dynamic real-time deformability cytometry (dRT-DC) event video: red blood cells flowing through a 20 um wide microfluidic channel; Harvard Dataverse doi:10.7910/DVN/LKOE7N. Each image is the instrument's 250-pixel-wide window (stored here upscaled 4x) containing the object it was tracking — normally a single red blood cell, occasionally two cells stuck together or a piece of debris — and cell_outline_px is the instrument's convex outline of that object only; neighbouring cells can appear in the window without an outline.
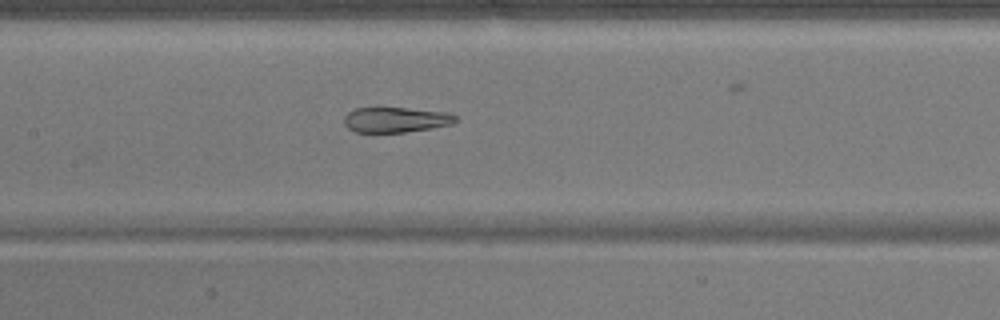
{"species": "common noctule bat (a hibernating species)", "species_latin": "Nyctalus noctula", "temperature_condition": "warm", "stored_images_in_passage": 30, "camera_frame_rate_fps": 3000, "um_per_image_px": 0.085, "animal": {"sex": "male", "body_mass_g": 17.9}, "frame": {"image": 1, "passage_image": 13, "time_ms": 4.0, "image_size_px": [1000, 320], "cell_outline_px": [[460, 120], [452, 124], [432, 128], [404, 132], [356, 132], [348, 128], [344, 124], [344, 116], [348, 112], [356, 108], [408, 108], [448, 112], [456, 116]], "centroid_in_image_um": [33.67, 10.18], "position_along_channel_um": 173.7, "area_um2": 16.47}}
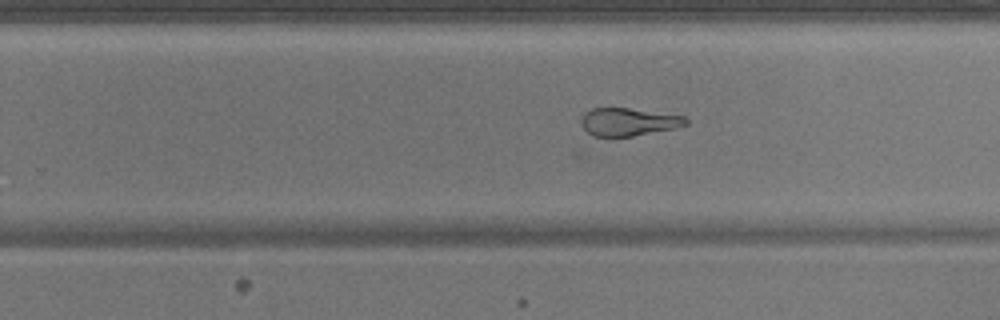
{"frame": {"image": 2, "passage_image": 21, "time_ms": 6.667, "image_size_px": [1000, 320], "cell_outline_px": [[688, 124], [672, 128], [632, 136], [592, 136], [584, 128], [580, 120], [584, 112], [592, 108], [628, 108], [684, 116], [688, 120]], "centroid_in_image_um": [53.37, 10.35], "position_along_channel_um": 276.4, "area_um2": 16.7}}
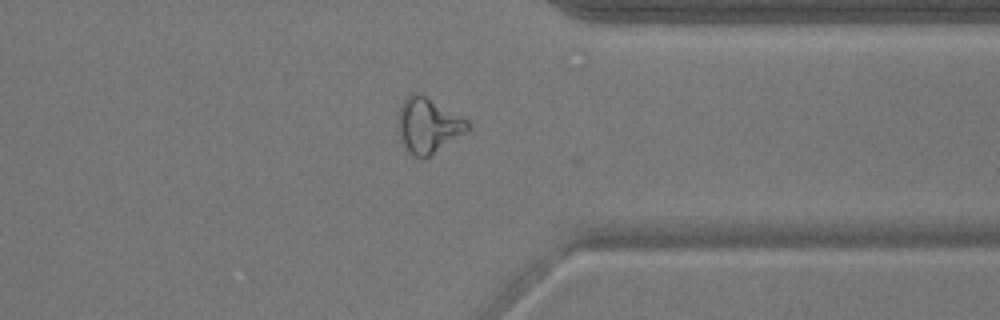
{"frame": {"image": 3, "passage_image": 29, "time_ms": 9.333, "image_size_px": [1000, 320], "cell_outline_px": [[468, 132], [428, 156], [420, 160], [412, 156], [404, 148], [400, 140], [400, 104], [412, 92], [416, 92], [424, 96], [468, 120]], "centroid_in_image_um": [36.39, 10.7], "position_along_channel_um": 375.0, "area_um2": 21.91}}